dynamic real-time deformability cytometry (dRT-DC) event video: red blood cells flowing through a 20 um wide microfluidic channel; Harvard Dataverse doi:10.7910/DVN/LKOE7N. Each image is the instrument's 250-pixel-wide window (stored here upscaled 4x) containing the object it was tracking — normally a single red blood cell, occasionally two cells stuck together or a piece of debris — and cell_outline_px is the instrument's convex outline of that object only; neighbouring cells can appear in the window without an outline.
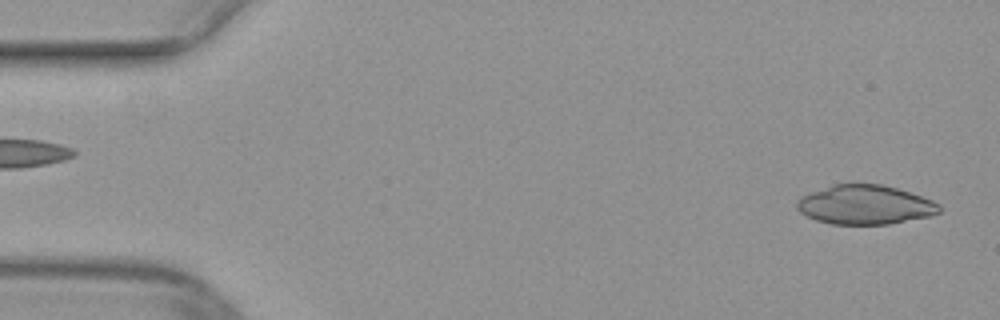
{"species": "common noctule bat (a hibernating species)", "species_latin": "Nyctalus noctula", "temperature_condition": "warm", "stored_images_in_passage": 44, "camera_frame_rate_fps": 3000, "um_per_image_px": 0.085, "animal": {"sex": "female", "body_mass_g": 29.2, "forearm_length_mm": 56.3}, "frame": {"image": 1, "passage_image": 1, "time_ms": 0.0, "image_size_px": [1000, 320], "cell_outline_px": [[940, 212], [928, 216], [888, 224], [832, 224], [816, 220], [800, 212], [796, 208], [796, 200], [800, 196], [832, 184], [880, 184], [896, 188], [932, 200], [940, 204]], "centroid_in_image_um": [73.48, 17.4], "position_along_channel_um": 11.5, "area_um2": 32.37}}